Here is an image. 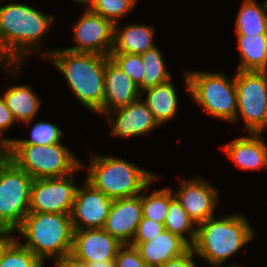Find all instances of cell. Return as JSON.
I'll return each mask as SVG.
<instances>
[{"label":"cell","instance_id":"cell-1","mask_svg":"<svg viewBox=\"0 0 267 267\" xmlns=\"http://www.w3.org/2000/svg\"><path fill=\"white\" fill-rule=\"evenodd\" d=\"M54 18L24 3L0 5L1 60L5 64H23L34 51L40 52L43 60L40 45Z\"/></svg>","mask_w":267,"mask_h":267},{"label":"cell","instance_id":"cell-2","mask_svg":"<svg viewBox=\"0 0 267 267\" xmlns=\"http://www.w3.org/2000/svg\"><path fill=\"white\" fill-rule=\"evenodd\" d=\"M108 59L107 56L65 48L43 51V60H50L62 73L76 99L95 114L103 106L105 63Z\"/></svg>","mask_w":267,"mask_h":267},{"label":"cell","instance_id":"cell-3","mask_svg":"<svg viewBox=\"0 0 267 267\" xmlns=\"http://www.w3.org/2000/svg\"><path fill=\"white\" fill-rule=\"evenodd\" d=\"M255 231L243 214H222L197 225L191 246L199 259L212 267H221L254 238Z\"/></svg>","mask_w":267,"mask_h":267},{"label":"cell","instance_id":"cell-4","mask_svg":"<svg viewBox=\"0 0 267 267\" xmlns=\"http://www.w3.org/2000/svg\"><path fill=\"white\" fill-rule=\"evenodd\" d=\"M15 232L26 241L16 239L43 262L71 253L74 229L70 214L29 212Z\"/></svg>","mask_w":267,"mask_h":267},{"label":"cell","instance_id":"cell-5","mask_svg":"<svg viewBox=\"0 0 267 267\" xmlns=\"http://www.w3.org/2000/svg\"><path fill=\"white\" fill-rule=\"evenodd\" d=\"M90 156L84 179L113 200L140 195L158 176L120 157L95 153Z\"/></svg>","mask_w":267,"mask_h":267},{"label":"cell","instance_id":"cell-6","mask_svg":"<svg viewBox=\"0 0 267 267\" xmlns=\"http://www.w3.org/2000/svg\"><path fill=\"white\" fill-rule=\"evenodd\" d=\"M5 156L33 179L63 177L85 169L75 152L70 151L62 142L46 146L8 144Z\"/></svg>","mask_w":267,"mask_h":267},{"label":"cell","instance_id":"cell-7","mask_svg":"<svg viewBox=\"0 0 267 267\" xmlns=\"http://www.w3.org/2000/svg\"><path fill=\"white\" fill-rule=\"evenodd\" d=\"M183 78L194 102L208 115L225 122L235 121L237 114L235 74L229 79L221 72L185 70Z\"/></svg>","mask_w":267,"mask_h":267},{"label":"cell","instance_id":"cell-8","mask_svg":"<svg viewBox=\"0 0 267 267\" xmlns=\"http://www.w3.org/2000/svg\"><path fill=\"white\" fill-rule=\"evenodd\" d=\"M32 181L6 156L0 160V229L15 231L29 213Z\"/></svg>","mask_w":267,"mask_h":267},{"label":"cell","instance_id":"cell-9","mask_svg":"<svg viewBox=\"0 0 267 267\" xmlns=\"http://www.w3.org/2000/svg\"><path fill=\"white\" fill-rule=\"evenodd\" d=\"M237 114L248 133H262L267 128V71H235Z\"/></svg>","mask_w":267,"mask_h":267},{"label":"cell","instance_id":"cell-10","mask_svg":"<svg viewBox=\"0 0 267 267\" xmlns=\"http://www.w3.org/2000/svg\"><path fill=\"white\" fill-rule=\"evenodd\" d=\"M73 175L33 179L29 212L71 214L78 188Z\"/></svg>","mask_w":267,"mask_h":267},{"label":"cell","instance_id":"cell-11","mask_svg":"<svg viewBox=\"0 0 267 267\" xmlns=\"http://www.w3.org/2000/svg\"><path fill=\"white\" fill-rule=\"evenodd\" d=\"M84 12L73 27V52L93 53L109 57L114 42V24L92 12L84 4Z\"/></svg>","mask_w":267,"mask_h":267},{"label":"cell","instance_id":"cell-12","mask_svg":"<svg viewBox=\"0 0 267 267\" xmlns=\"http://www.w3.org/2000/svg\"><path fill=\"white\" fill-rule=\"evenodd\" d=\"M179 180L180 188L176 192L173 191V194L189 217L198 225L215 216V207L219 200L217 187L201 177H180Z\"/></svg>","mask_w":267,"mask_h":267},{"label":"cell","instance_id":"cell-13","mask_svg":"<svg viewBox=\"0 0 267 267\" xmlns=\"http://www.w3.org/2000/svg\"><path fill=\"white\" fill-rule=\"evenodd\" d=\"M113 199L95 189L86 180L78 187L71 212L74 230L102 229Z\"/></svg>","mask_w":267,"mask_h":267},{"label":"cell","instance_id":"cell-14","mask_svg":"<svg viewBox=\"0 0 267 267\" xmlns=\"http://www.w3.org/2000/svg\"><path fill=\"white\" fill-rule=\"evenodd\" d=\"M103 118L112 126L110 135L121 139L144 136L160 127L141 97L125 107L107 113Z\"/></svg>","mask_w":267,"mask_h":267},{"label":"cell","instance_id":"cell-15","mask_svg":"<svg viewBox=\"0 0 267 267\" xmlns=\"http://www.w3.org/2000/svg\"><path fill=\"white\" fill-rule=\"evenodd\" d=\"M122 245L103 228L74 230L71 254L87 263L114 261Z\"/></svg>","mask_w":267,"mask_h":267},{"label":"cell","instance_id":"cell-16","mask_svg":"<svg viewBox=\"0 0 267 267\" xmlns=\"http://www.w3.org/2000/svg\"><path fill=\"white\" fill-rule=\"evenodd\" d=\"M142 217L141 194L114 199L103 229L123 245L130 244Z\"/></svg>","mask_w":267,"mask_h":267},{"label":"cell","instance_id":"cell-17","mask_svg":"<svg viewBox=\"0 0 267 267\" xmlns=\"http://www.w3.org/2000/svg\"><path fill=\"white\" fill-rule=\"evenodd\" d=\"M140 97L137 84L109 58L105 63L103 106L97 114L104 117Z\"/></svg>","mask_w":267,"mask_h":267},{"label":"cell","instance_id":"cell-18","mask_svg":"<svg viewBox=\"0 0 267 267\" xmlns=\"http://www.w3.org/2000/svg\"><path fill=\"white\" fill-rule=\"evenodd\" d=\"M262 133H248L239 136L221 148L227 158L241 170L254 171L267 168V144Z\"/></svg>","mask_w":267,"mask_h":267},{"label":"cell","instance_id":"cell-19","mask_svg":"<svg viewBox=\"0 0 267 267\" xmlns=\"http://www.w3.org/2000/svg\"><path fill=\"white\" fill-rule=\"evenodd\" d=\"M130 245L137 249L148 267H160L190 248L183 239L167 230H164L151 241Z\"/></svg>","mask_w":267,"mask_h":267},{"label":"cell","instance_id":"cell-20","mask_svg":"<svg viewBox=\"0 0 267 267\" xmlns=\"http://www.w3.org/2000/svg\"><path fill=\"white\" fill-rule=\"evenodd\" d=\"M122 28V29H121ZM154 26L129 23L120 27L114 26V42L111 53H129L141 55L154 48Z\"/></svg>","mask_w":267,"mask_h":267},{"label":"cell","instance_id":"cell-21","mask_svg":"<svg viewBox=\"0 0 267 267\" xmlns=\"http://www.w3.org/2000/svg\"><path fill=\"white\" fill-rule=\"evenodd\" d=\"M171 80L141 91V99L152 112L153 118L159 126L171 122L179 108L178 94Z\"/></svg>","mask_w":267,"mask_h":267},{"label":"cell","instance_id":"cell-22","mask_svg":"<svg viewBox=\"0 0 267 267\" xmlns=\"http://www.w3.org/2000/svg\"><path fill=\"white\" fill-rule=\"evenodd\" d=\"M7 107L16 122L30 124L39 112L41 99L30 85L19 84L7 89L3 94Z\"/></svg>","mask_w":267,"mask_h":267},{"label":"cell","instance_id":"cell-23","mask_svg":"<svg viewBox=\"0 0 267 267\" xmlns=\"http://www.w3.org/2000/svg\"><path fill=\"white\" fill-rule=\"evenodd\" d=\"M239 63L236 70L267 71V35H237Z\"/></svg>","mask_w":267,"mask_h":267},{"label":"cell","instance_id":"cell-24","mask_svg":"<svg viewBox=\"0 0 267 267\" xmlns=\"http://www.w3.org/2000/svg\"><path fill=\"white\" fill-rule=\"evenodd\" d=\"M235 20L237 35H267V0H243Z\"/></svg>","mask_w":267,"mask_h":267},{"label":"cell","instance_id":"cell-25","mask_svg":"<svg viewBox=\"0 0 267 267\" xmlns=\"http://www.w3.org/2000/svg\"><path fill=\"white\" fill-rule=\"evenodd\" d=\"M164 226L165 230L179 236L190 247L193 245L196 238L197 224L189 217L175 197L169 201Z\"/></svg>","mask_w":267,"mask_h":267},{"label":"cell","instance_id":"cell-26","mask_svg":"<svg viewBox=\"0 0 267 267\" xmlns=\"http://www.w3.org/2000/svg\"><path fill=\"white\" fill-rule=\"evenodd\" d=\"M141 59L145 73L137 85L140 92L172 79L171 73L166 69L163 52L157 46L141 54Z\"/></svg>","mask_w":267,"mask_h":267},{"label":"cell","instance_id":"cell-27","mask_svg":"<svg viewBox=\"0 0 267 267\" xmlns=\"http://www.w3.org/2000/svg\"><path fill=\"white\" fill-rule=\"evenodd\" d=\"M158 178L159 176L141 193L142 213L143 217L164 224L168 214L169 201L174 197L173 189L171 187H164L162 189H155V191L150 193H145V190H148L150 185L156 182Z\"/></svg>","mask_w":267,"mask_h":267},{"label":"cell","instance_id":"cell-28","mask_svg":"<svg viewBox=\"0 0 267 267\" xmlns=\"http://www.w3.org/2000/svg\"><path fill=\"white\" fill-rule=\"evenodd\" d=\"M136 0H88L85 6L114 25L136 6Z\"/></svg>","mask_w":267,"mask_h":267},{"label":"cell","instance_id":"cell-29","mask_svg":"<svg viewBox=\"0 0 267 267\" xmlns=\"http://www.w3.org/2000/svg\"><path fill=\"white\" fill-rule=\"evenodd\" d=\"M29 138L13 139L9 144L51 145L62 142L64 132L56 124L37 121L29 132Z\"/></svg>","mask_w":267,"mask_h":267},{"label":"cell","instance_id":"cell-30","mask_svg":"<svg viewBox=\"0 0 267 267\" xmlns=\"http://www.w3.org/2000/svg\"><path fill=\"white\" fill-rule=\"evenodd\" d=\"M0 267H44V262L15 239L5 250Z\"/></svg>","mask_w":267,"mask_h":267},{"label":"cell","instance_id":"cell-31","mask_svg":"<svg viewBox=\"0 0 267 267\" xmlns=\"http://www.w3.org/2000/svg\"><path fill=\"white\" fill-rule=\"evenodd\" d=\"M109 58L137 85L142 81L145 72L141 55L129 53H110Z\"/></svg>","mask_w":267,"mask_h":267},{"label":"cell","instance_id":"cell-32","mask_svg":"<svg viewBox=\"0 0 267 267\" xmlns=\"http://www.w3.org/2000/svg\"><path fill=\"white\" fill-rule=\"evenodd\" d=\"M165 230L163 223L142 217L138 224L136 234L130 244H140L151 241Z\"/></svg>","mask_w":267,"mask_h":267},{"label":"cell","instance_id":"cell-33","mask_svg":"<svg viewBox=\"0 0 267 267\" xmlns=\"http://www.w3.org/2000/svg\"><path fill=\"white\" fill-rule=\"evenodd\" d=\"M115 267H148L139 252L130 244L122 245L114 259Z\"/></svg>","mask_w":267,"mask_h":267},{"label":"cell","instance_id":"cell-34","mask_svg":"<svg viewBox=\"0 0 267 267\" xmlns=\"http://www.w3.org/2000/svg\"><path fill=\"white\" fill-rule=\"evenodd\" d=\"M16 122L12 112L7 107L5 99L0 95V143L5 147L13 140V138H6L4 135L5 131L11 128Z\"/></svg>","mask_w":267,"mask_h":267},{"label":"cell","instance_id":"cell-35","mask_svg":"<svg viewBox=\"0 0 267 267\" xmlns=\"http://www.w3.org/2000/svg\"><path fill=\"white\" fill-rule=\"evenodd\" d=\"M194 257H197L196 253L190 247L182 255L168 260L166 263L160 267H197L194 262Z\"/></svg>","mask_w":267,"mask_h":267},{"label":"cell","instance_id":"cell-36","mask_svg":"<svg viewBox=\"0 0 267 267\" xmlns=\"http://www.w3.org/2000/svg\"><path fill=\"white\" fill-rule=\"evenodd\" d=\"M55 267H90L89 263L76 258L73 254L69 253L60 258L53 260Z\"/></svg>","mask_w":267,"mask_h":267},{"label":"cell","instance_id":"cell-37","mask_svg":"<svg viewBox=\"0 0 267 267\" xmlns=\"http://www.w3.org/2000/svg\"><path fill=\"white\" fill-rule=\"evenodd\" d=\"M15 233V231L0 229V262L7 247L16 239Z\"/></svg>","mask_w":267,"mask_h":267},{"label":"cell","instance_id":"cell-38","mask_svg":"<svg viewBox=\"0 0 267 267\" xmlns=\"http://www.w3.org/2000/svg\"><path fill=\"white\" fill-rule=\"evenodd\" d=\"M22 66V64H5L0 58V67L2 68V71L5 70L6 72L8 71V73L12 72L11 74L12 76H15V79L20 75L19 72L21 71L20 68L22 69Z\"/></svg>","mask_w":267,"mask_h":267},{"label":"cell","instance_id":"cell-39","mask_svg":"<svg viewBox=\"0 0 267 267\" xmlns=\"http://www.w3.org/2000/svg\"><path fill=\"white\" fill-rule=\"evenodd\" d=\"M90 267H115L114 261H97L94 263H89Z\"/></svg>","mask_w":267,"mask_h":267},{"label":"cell","instance_id":"cell-40","mask_svg":"<svg viewBox=\"0 0 267 267\" xmlns=\"http://www.w3.org/2000/svg\"><path fill=\"white\" fill-rule=\"evenodd\" d=\"M5 146L0 143V160L5 156Z\"/></svg>","mask_w":267,"mask_h":267},{"label":"cell","instance_id":"cell-41","mask_svg":"<svg viewBox=\"0 0 267 267\" xmlns=\"http://www.w3.org/2000/svg\"><path fill=\"white\" fill-rule=\"evenodd\" d=\"M72 2H74L75 4L77 3V5L79 4L80 6L82 4H85L88 0H71Z\"/></svg>","mask_w":267,"mask_h":267},{"label":"cell","instance_id":"cell-42","mask_svg":"<svg viewBox=\"0 0 267 267\" xmlns=\"http://www.w3.org/2000/svg\"><path fill=\"white\" fill-rule=\"evenodd\" d=\"M225 267H243V266H240V265L238 266V264L237 265L233 264V265H229V266H225Z\"/></svg>","mask_w":267,"mask_h":267}]
</instances>
